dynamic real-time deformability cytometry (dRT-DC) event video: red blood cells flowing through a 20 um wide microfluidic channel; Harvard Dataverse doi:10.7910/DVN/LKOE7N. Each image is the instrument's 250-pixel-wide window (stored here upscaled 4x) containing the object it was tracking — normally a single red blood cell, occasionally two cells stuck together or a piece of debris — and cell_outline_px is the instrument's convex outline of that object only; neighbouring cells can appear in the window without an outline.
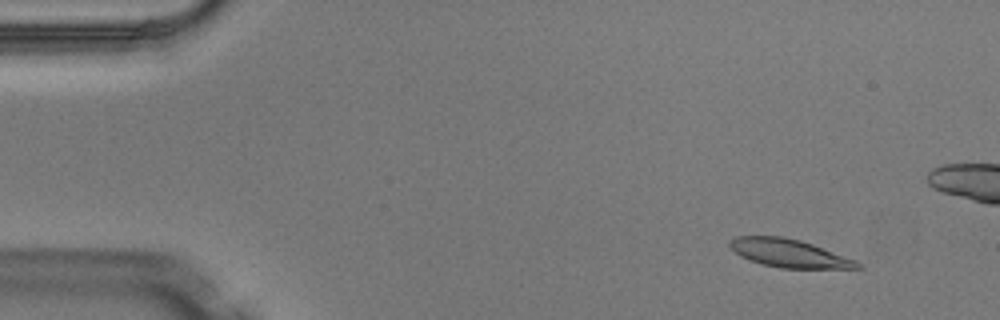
{"species": "Egyptian fruit bat (a non-hibernating species)", "species_latin": "Rousettus aegyptiacus", "temperature_condition": "warm", "stored_images_in_passage": 5, "camera_frame_rate_fps": 3000, "um_per_image_px": 0.085, "animal": {"sex": "male"}, "frame": {"image": 1, "passage_image": 2, "time_ms": 0.333, "image_size_px": [1000, 320], "cell_outline_px": [[864, 268], [780, 268], [760, 264], [748, 260], [740, 256], [728, 244], [728, 240], [736, 236], [784, 236], [800, 240], [812, 244], [856, 260], [864, 264]], "centroid_in_image_um": [67.07, 21.52], "position_along_channel_um": 17.9, "area_um2": 21.04}}